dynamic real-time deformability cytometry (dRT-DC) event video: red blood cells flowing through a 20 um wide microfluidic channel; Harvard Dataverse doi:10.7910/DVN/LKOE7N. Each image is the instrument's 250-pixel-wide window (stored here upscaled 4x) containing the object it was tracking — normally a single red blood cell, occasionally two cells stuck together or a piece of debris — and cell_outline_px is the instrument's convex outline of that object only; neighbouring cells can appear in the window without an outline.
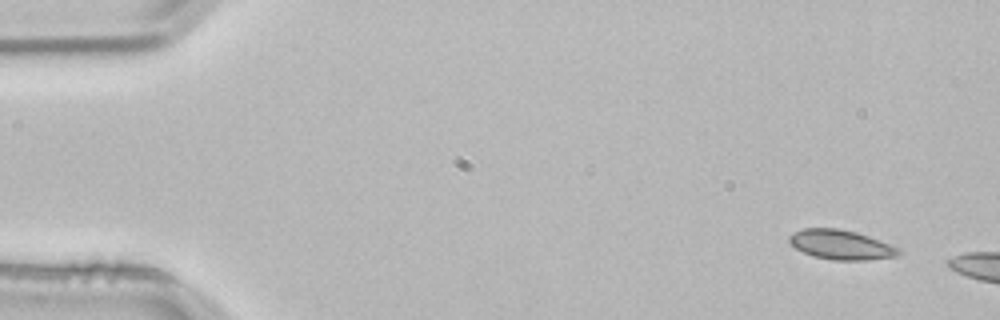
{"species": "common noctule bat (a hibernating species)", "species_latin": "Nyctalus noctula", "temperature_condition": "room temperature", "stored_images_in_passage": 5, "segment_of_instrument_passage": [2, 2], "camera_frame_rate_fps": 3000, "um_per_image_px": 0.085, "animal": {"sex": "male", "body_mass_g": 21.5, "forearm_length_mm": 52.0}, "frame": {"image": 1, "passage_image": 5, "time_ms": 1.333, "image_size_px": [1000, 320], "cell_outline_px": [[904, 252], [896, 256], [868, 260], [832, 260], [812, 256], [796, 248], [788, 240], [788, 236], [792, 232], [804, 228], [840, 228], [856, 232], [868, 236], [900, 248]], "centroid_in_image_um": [71.49, 20.8], "position_along_channel_um": 13.5, "area_um2": 18.96}}